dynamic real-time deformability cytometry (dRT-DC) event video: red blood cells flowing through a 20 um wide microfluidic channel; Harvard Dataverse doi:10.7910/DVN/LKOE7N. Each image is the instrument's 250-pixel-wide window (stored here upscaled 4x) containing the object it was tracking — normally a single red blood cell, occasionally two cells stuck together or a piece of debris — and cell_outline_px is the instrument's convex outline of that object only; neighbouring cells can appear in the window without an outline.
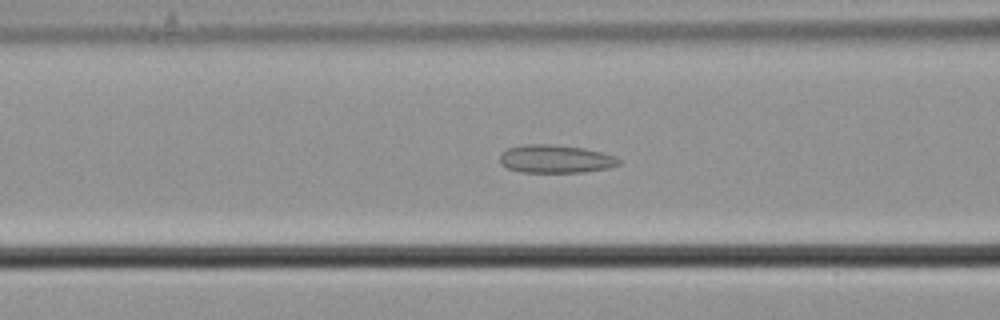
{"species": "common noctule bat (a hibernating species)", "species_latin": "Nyctalus noctula", "temperature_condition": "cold", "stored_images_in_passage": 48, "camera_frame_rate_fps": 3000, "um_per_image_px": 0.085, "animal": {"sex": "male", "body_mass_g": 21.5, "forearm_length_mm": 52.0}, "frame": {"image": 1, "passage_image": 15, "time_ms": 4.667, "image_size_px": [1000, 320], "cell_outline_px": [[620, 164], [608, 168], [584, 172], [520, 172], [508, 168], [500, 164], [500, 156], [508, 148], [524, 144], [548, 144], [584, 148], [600, 152], [612, 156], [620, 160]], "centroid_in_image_um": [47.19, 13.51], "position_along_channel_um": 119.4, "area_um2": 19.31}}
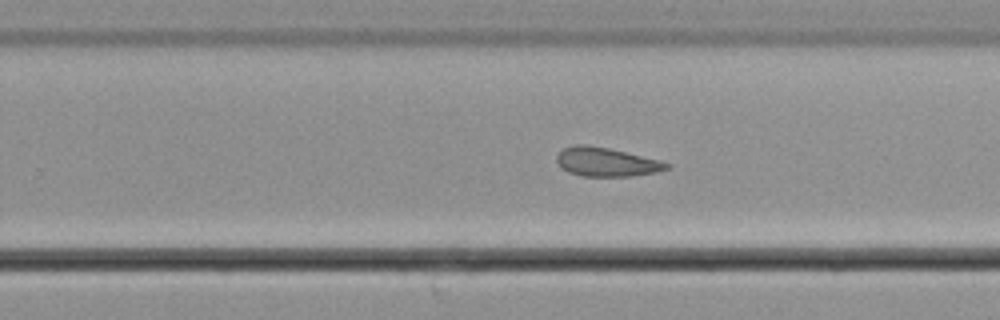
{"frame": {"image": 2, "passage_image": 28, "time_ms": 9.0, "image_size_px": [1000, 320], "cell_outline_px": [[672, 168], [656, 172], [632, 176], [580, 176], [568, 172], [560, 168], [556, 160], [556, 156], [564, 148], [576, 144], [584, 144], [608, 148], [660, 160], [672, 164]], "centroid_in_image_um": [51.55, 13.78], "position_along_channel_um": 278.3, "area_um2": 18.61}}
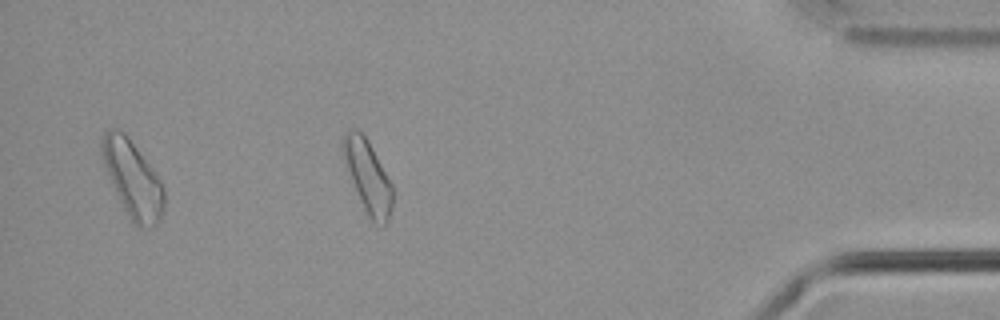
{"frame": {"image": 3, "passage_image": 42, "time_ms": 13.667, "image_size_px": [1000, 320], "cell_outline_px": [[392, 208], [388, 220], [384, 228], [372, 224], [360, 200], [344, 164], [340, 148], [340, 144], [344, 132], [348, 128], [356, 128], [368, 140], [392, 184]], "centroid_in_image_um": [31.23, 15.0], "position_along_channel_um": 404.0, "area_um2": 21.33}, "authors_computed_cell_mechanics": {"area_um2": 19.2185, "velocity_mm_per_s": 3.6678, "shape_relaxation_time_tau1_ms": null, "shape_relaxation_time_tau2_ms": 5.8295, "deformation_change_tau1": null, "deformation_change_tau2": 0.1299}}